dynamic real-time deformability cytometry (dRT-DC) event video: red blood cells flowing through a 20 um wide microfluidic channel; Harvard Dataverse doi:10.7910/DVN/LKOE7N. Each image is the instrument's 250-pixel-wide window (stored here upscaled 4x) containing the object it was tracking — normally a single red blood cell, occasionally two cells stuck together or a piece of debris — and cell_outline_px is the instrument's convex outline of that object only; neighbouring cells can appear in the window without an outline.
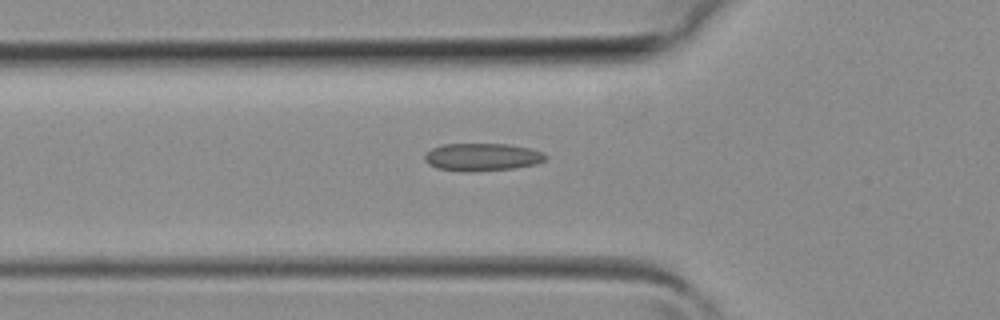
{"species": "common noctule bat (a hibernating species)", "species_latin": "Nyctalus noctula", "temperature_condition": "room temperature", "stored_images_in_passage": 5, "camera_frame_rate_fps": 3000, "um_per_image_px": 0.085, "animal": {"sex": "female", "body_mass_g": 19.3, "forearm_length_mm": 54.1}, "frame": {"image": 1, "passage_image": 5, "time_ms": 1.333, "image_size_px": [1000, 320], "cell_outline_px": [[548, 156], [544, 160], [536, 164], [516, 168], [472, 172], [464, 172], [436, 168], [428, 164], [424, 160], [424, 156], [432, 148], [444, 144], [508, 144], [528, 148], [544, 152]], "centroid_in_image_um": [40.98, 13.36], "position_along_channel_um": 84.8, "area_um2": 19.65}}